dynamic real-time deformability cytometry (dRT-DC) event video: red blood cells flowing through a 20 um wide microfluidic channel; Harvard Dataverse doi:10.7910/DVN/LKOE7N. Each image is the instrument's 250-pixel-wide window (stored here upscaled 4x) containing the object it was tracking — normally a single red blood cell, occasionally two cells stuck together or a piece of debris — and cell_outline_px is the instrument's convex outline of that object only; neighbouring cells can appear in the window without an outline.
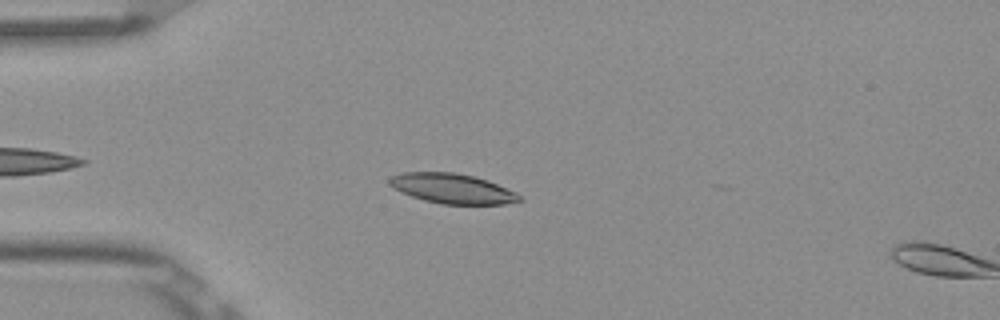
{"species": "Egyptian fruit bat (a non-hibernating species)", "species_latin": "Rousettus aegyptiacus", "temperature_condition": "room temperature", "stored_images_in_passage": 5, "camera_frame_rate_fps": 3000, "um_per_image_px": 0.085, "frame": {"image": 1, "passage_image": 4, "time_ms": 1.0, "image_size_px": [1000, 320], "cell_outline_px": [[524, 200], [504, 204], [440, 204], [424, 200], [412, 196], [388, 184], [388, 180], [392, 176], [400, 172], [456, 172], [488, 180], [516, 192]], "centroid_in_image_um": [38.47, 16.02], "position_along_channel_um": 46.5, "area_um2": 22.54}}